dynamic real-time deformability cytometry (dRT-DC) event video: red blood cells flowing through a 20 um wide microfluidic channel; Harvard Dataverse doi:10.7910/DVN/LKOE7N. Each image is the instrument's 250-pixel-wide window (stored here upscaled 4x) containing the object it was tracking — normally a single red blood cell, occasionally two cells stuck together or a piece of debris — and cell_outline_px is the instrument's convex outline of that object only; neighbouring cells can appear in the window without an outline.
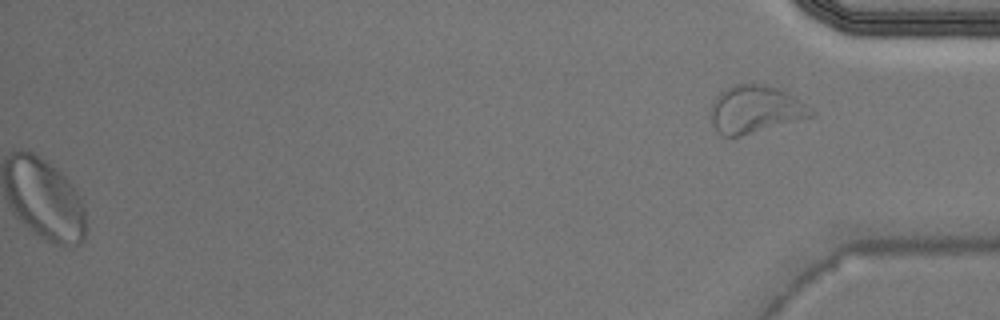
{"species": "Egyptian fruit bat (a non-hibernating species)", "species_latin": "Rousettus aegyptiacus", "temperature_condition": "warm", "stored_images_in_passage": 42, "segment_of_instrument_passage": [2, 2], "camera_frame_rate_fps": 3000, "um_per_image_px": 0.085, "animal": {"sex": "male"}, "frame": {"image": 1, "passage_image": 42, "time_ms": 13.667, "image_size_px": [1000, 320], "cell_outline_px": [[816, 112], [812, 116], [740, 136], [724, 136], [716, 128], [708, 112], [716, 96], [720, 92], [732, 84], [764, 84], [776, 88], [800, 100]], "centroid_in_image_um": [64.16, 9.28], "position_along_channel_um": 371.0, "area_um2": 27.34}}